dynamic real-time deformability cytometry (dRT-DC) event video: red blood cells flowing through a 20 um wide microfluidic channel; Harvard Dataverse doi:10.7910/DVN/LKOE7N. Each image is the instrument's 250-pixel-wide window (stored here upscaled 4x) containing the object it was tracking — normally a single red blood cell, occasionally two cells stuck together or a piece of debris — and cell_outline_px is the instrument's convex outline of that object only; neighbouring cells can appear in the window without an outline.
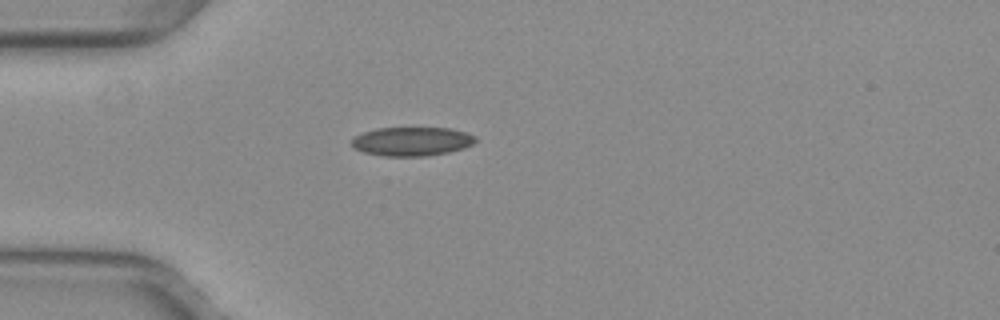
{"species": "common noctule bat (a hibernating species)", "species_latin": "Nyctalus noctula", "temperature_condition": "warm", "stored_images_in_passage": 38, "camera_frame_rate_fps": 3000, "um_per_image_px": 0.085, "animal": {"sex": "female", "body_mass_g": 29.2, "forearm_length_mm": 56.3}, "frame": {"image": 1, "passage_image": 1, "time_ms": 0.0, "image_size_px": [1000, 320], "cell_outline_px": [[476, 140], [472, 144], [464, 148], [448, 152], [428, 156], [384, 156], [364, 152], [352, 148], [352, 136], [376, 128], [452, 128], [468, 132], [476, 136]], "centroid_in_image_um": [35.01, 12.01], "position_along_channel_um": 50.0, "area_um2": 21.04}}
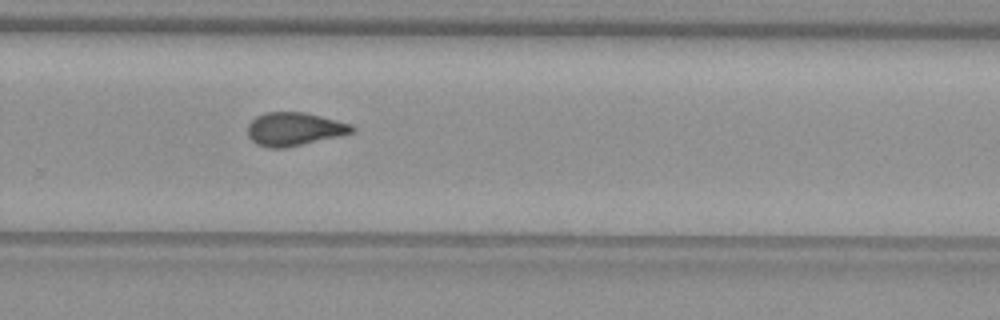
{"frame": {"image": 2, "passage_image": 21, "time_ms": 6.667, "image_size_px": [1000, 320], "cell_outline_px": [[356, 132], [340, 136], [284, 148], [268, 148], [256, 144], [248, 136], [248, 124], [256, 116], [268, 112], [304, 112], [352, 124], [356, 128]], "centroid_in_image_um": [25.03, 10.97], "position_along_channel_um": 304.8, "area_um2": 20.29}}
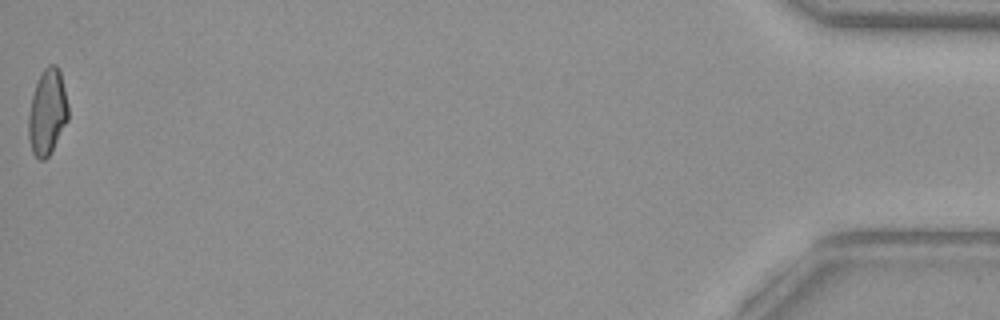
{"frame": {"image": 3, "passage_image": 38, "time_ms": 12.333, "image_size_px": [1000, 320], "cell_outline_px": [[68, 120], [48, 156], [44, 160], [40, 160], [32, 152], [28, 136], [28, 116], [32, 96], [36, 84], [44, 68], [48, 64], [56, 64], [60, 68], [68, 104]], "centroid_in_image_um": [4.03, 9.5], "position_along_channel_um": 431.2, "area_um2": 19.77}, "authors_computed_cell_mechanics": {"area_um2": 20.2878, "velocity_mm_per_s": 4.022, "shape_relaxation_time_tau1_ms": null, "shape_relaxation_time_tau2_ms": 1.8468, "deformation_change_tau1": null, "deformation_change_tau2": 0.0754}}